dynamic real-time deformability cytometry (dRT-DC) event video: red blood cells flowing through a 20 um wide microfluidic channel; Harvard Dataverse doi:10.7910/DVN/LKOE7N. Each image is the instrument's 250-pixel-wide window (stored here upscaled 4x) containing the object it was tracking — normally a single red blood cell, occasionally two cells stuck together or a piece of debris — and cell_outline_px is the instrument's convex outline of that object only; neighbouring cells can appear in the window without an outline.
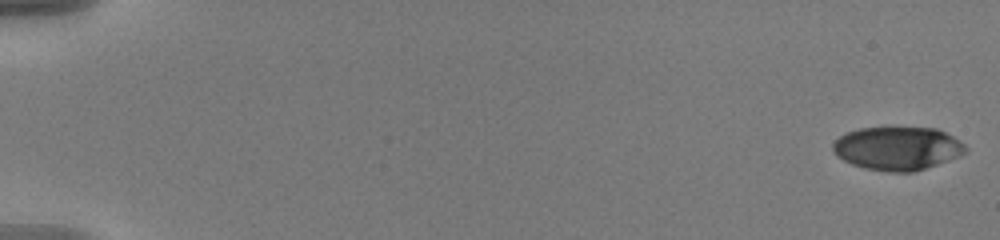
{"species": "human", "species_latin": "Homo sapiens", "temperature_condition": "warm", "stored_images_in_passage": 57, "camera_frame_rate_fps": 3000, "um_per_image_px": 0.085, "donor": {"sex": "male"}, "frame": {"image": 1, "passage_image": 1, "time_ms": 0.0, "image_size_px": [1000, 240], "cell_outline_px": [[968, 152], [960, 156], [912, 172], [888, 172], [864, 168], [852, 164], [836, 156], [832, 148], [832, 144], [844, 132], [860, 128], [888, 124], [936, 128], [952, 136], [964, 144], [968, 148]], "centroid_in_image_um": [76.26, 12.55], "position_along_channel_um": 8.7, "area_um2": 34.56}}
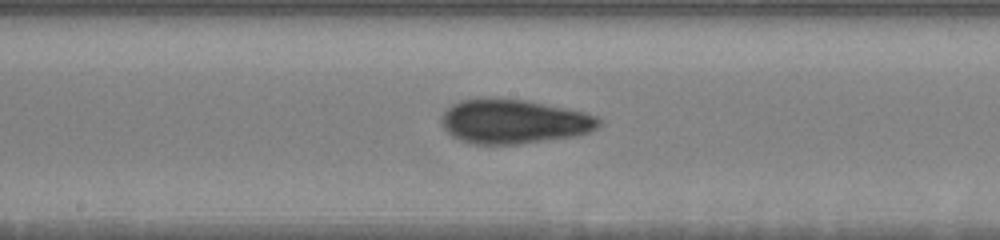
{"frame": {"image": 2, "passage_image": 32, "time_ms": 10.333, "image_size_px": [1000, 240], "cell_outline_px": [[604, 124], [588, 132], [576, 136], [516, 144], [476, 144], [460, 140], [452, 136], [444, 128], [440, 120], [440, 116], [452, 104], [460, 100], [524, 100], [584, 112], [596, 116]], "centroid_in_image_um": [43.68, 10.35], "position_along_channel_um": 204.5, "area_um2": 39.88}}
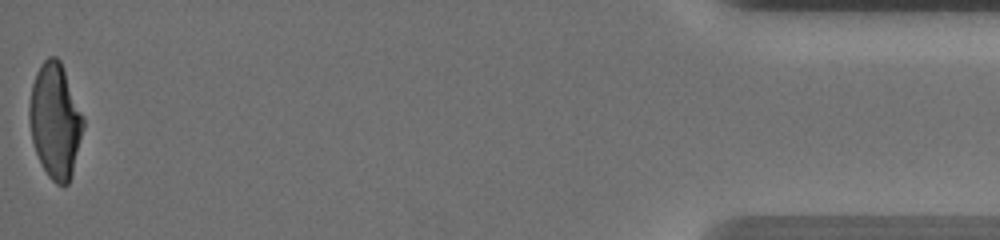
{"frame": {"image": 3, "passage_image": 57, "time_ms": 18.667, "image_size_px": [1000, 240], "cell_outline_px": [[84, 124], [72, 176], [68, 184], [56, 184], [48, 176], [36, 152], [32, 140], [28, 120], [28, 104], [32, 84], [36, 72], [40, 64], [48, 56], [56, 56], [60, 60], [84, 120]], "centroid_in_image_um": [4.66, 10.26], "position_along_channel_um": 430.5, "area_um2": 35.84}, "authors_computed_cell_mechanics": {"area_um2": 37.1076, "velocity_mm_per_s": 3.6535, "shape_relaxation_time_tau1_ms": 4.4782, "shape_relaxation_time_tau2_ms": 1.775, "deformation_change_tau1": 0.1909, "deformation_change_tau2": 0.0766}}